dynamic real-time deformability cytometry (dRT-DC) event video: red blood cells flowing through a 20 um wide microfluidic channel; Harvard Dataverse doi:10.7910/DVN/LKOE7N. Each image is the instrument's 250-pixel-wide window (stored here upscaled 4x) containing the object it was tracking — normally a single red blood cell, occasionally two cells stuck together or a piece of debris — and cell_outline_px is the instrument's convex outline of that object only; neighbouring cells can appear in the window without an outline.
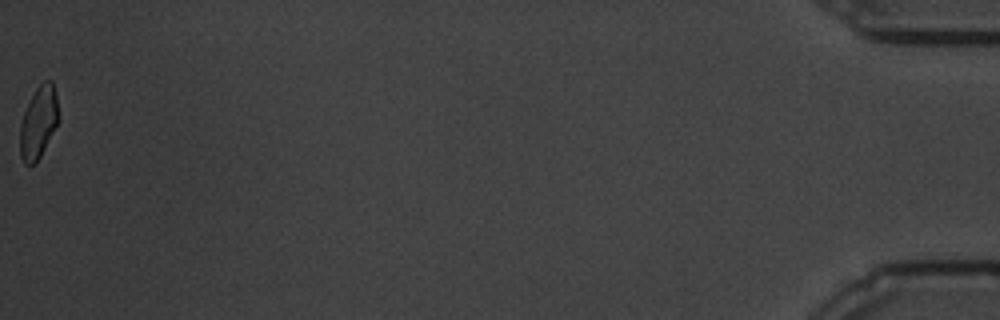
{"species": "common noctule bat (a hibernating species)", "species_latin": "Nyctalus noctula", "temperature_condition": "warm", "stored_images_in_passage": 17, "camera_frame_rate_fps": 3000, "um_per_image_px": 0.085, "animal": {"sex": "male", "body_mass_g": 19.5, "forearm_length_mm": 54.6}, "frame": {"image": 1, "passage_image": 17, "time_ms": 20.667, "image_size_px": [1000, 320], "cell_outline_px": [[60, 120], [40, 156], [32, 164], [24, 164], [20, 156], [20, 124], [24, 112], [36, 88], [44, 80], [52, 80], [56, 96], [60, 116]], "centroid_in_image_um": [3.29, 10.38], "position_along_channel_um": 431.9, "area_um2": 16.13}, "authors_computed_cell_mechanics": {"area_um2": 19.4208, "velocity_mm_per_s": 3.403, "shape_relaxation_time_tau1_ms": 2.9138, "shape_relaxation_time_tau2_ms": 3.4611, "deformation_change_tau1": 0.1456, "deformation_change_tau2": 0.1023}}